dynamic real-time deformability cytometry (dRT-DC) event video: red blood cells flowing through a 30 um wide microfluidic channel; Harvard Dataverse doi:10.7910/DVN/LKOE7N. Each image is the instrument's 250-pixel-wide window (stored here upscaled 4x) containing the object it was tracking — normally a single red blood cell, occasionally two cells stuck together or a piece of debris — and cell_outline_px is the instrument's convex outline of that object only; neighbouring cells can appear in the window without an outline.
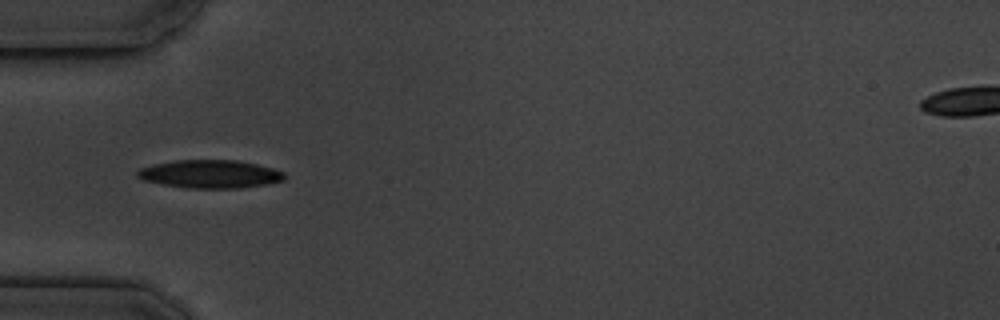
{"species": "common noctule bat (a hibernating species)", "species_latin": "Nyctalus noctula", "temperature_condition": "cold", "stored_images_in_passage": 13, "camera_frame_rate_fps": 3000, "um_per_image_px": 0.085, "animal": {"sex": "male", "body_mass_g": 19.5, "forearm_length_mm": 54.6}, "frame": {"image": 1, "passage_image": 3, "time_ms": 2.333, "image_size_px": [1000, 320], "cell_outline_px": [[284, 180], [268, 184], [240, 188], [188, 188], [164, 184], [144, 180], [136, 176], [136, 172], [140, 168], [156, 164], [176, 160], [236, 160], [256, 164], [272, 168], [284, 172]], "centroid_in_image_um": [17.87, 14.79], "position_along_channel_um": 67.1, "area_um2": 23.93}}
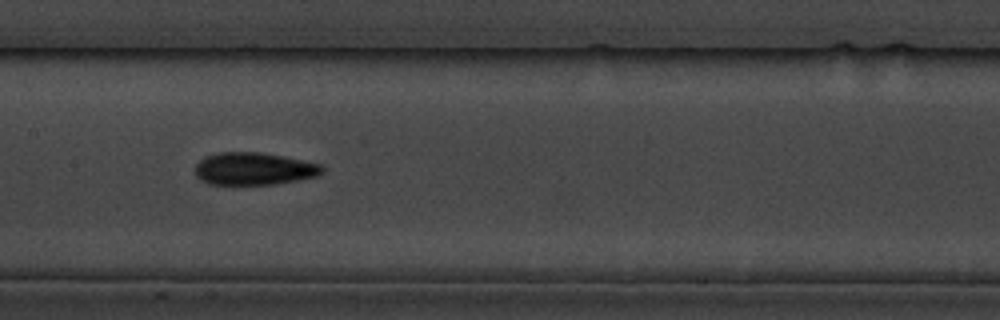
{"frame": {"image": 2, "passage_image": 6, "time_ms": 5.667, "image_size_px": [1000, 320], "cell_outline_px": [[324, 172], [316, 176], [276, 184], [208, 184], [200, 180], [196, 176], [196, 164], [204, 156], [220, 152], [260, 152], [324, 164]], "centroid_in_image_um": [21.59, 14.34], "position_along_channel_um": 185.8, "area_um2": 24.1}}
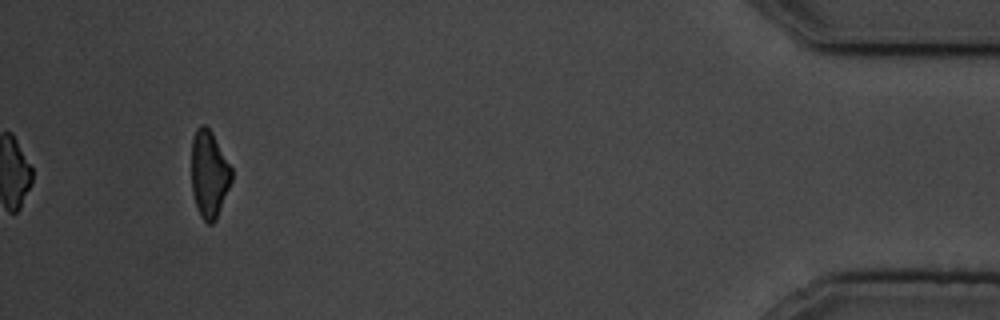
{"frame": {"image": 3, "passage_image": 13, "time_ms": 14.0, "image_size_px": [1000, 320], "cell_outline_px": [[232, 180], [216, 220], [212, 224], [208, 224], [200, 216], [192, 192], [192, 140], [196, 128], [200, 124], [204, 124], [212, 132], [232, 168]], "centroid_in_image_um": [17.78, 14.8], "position_along_channel_um": 417.4, "area_um2": 20.35}, "authors_computed_cell_mechanics": {"area_um2": 22.7154, "velocity_mm_per_s": 3.5853, "shape_relaxation_time_tau1_ms": 6.7665, "shape_relaxation_time_tau2_ms": 6.3758, "deformation_change_tau1": 0.1488, "deformation_change_tau2": 0.1378}}